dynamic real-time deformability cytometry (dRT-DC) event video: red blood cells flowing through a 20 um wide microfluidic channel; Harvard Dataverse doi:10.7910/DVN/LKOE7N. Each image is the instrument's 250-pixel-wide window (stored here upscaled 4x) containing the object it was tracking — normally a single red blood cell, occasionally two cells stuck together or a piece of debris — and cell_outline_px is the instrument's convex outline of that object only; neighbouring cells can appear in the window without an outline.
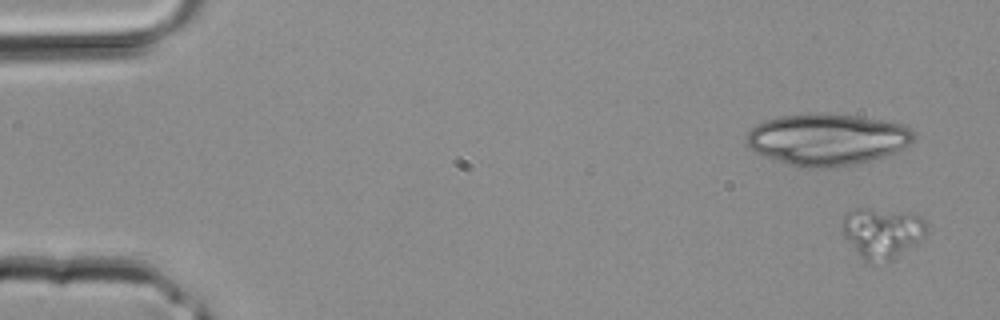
{"species": "common noctule bat (a hibernating species)", "species_latin": "Nyctalus noctula", "temperature_condition": "room temperature", "stored_images_in_passage": 4, "camera_frame_rate_fps": 3000, "um_per_image_px": 0.085, "animal": {"sex": "male", "body_mass_g": 20.4}, "frame": {"image": 1, "passage_image": 1, "time_ms": 0.0, "image_size_px": [1000, 320], "cell_outline_px": [[928, 232], [916, 244], [892, 260], [872, 264], [864, 260], [856, 252], [844, 236], [844, 216], [848, 212], [856, 208], [868, 208], [908, 212], [920, 216], [928, 224]], "centroid_in_image_um": [75.03, 19.79], "position_along_channel_um": 10.0, "area_um2": 24.97}}